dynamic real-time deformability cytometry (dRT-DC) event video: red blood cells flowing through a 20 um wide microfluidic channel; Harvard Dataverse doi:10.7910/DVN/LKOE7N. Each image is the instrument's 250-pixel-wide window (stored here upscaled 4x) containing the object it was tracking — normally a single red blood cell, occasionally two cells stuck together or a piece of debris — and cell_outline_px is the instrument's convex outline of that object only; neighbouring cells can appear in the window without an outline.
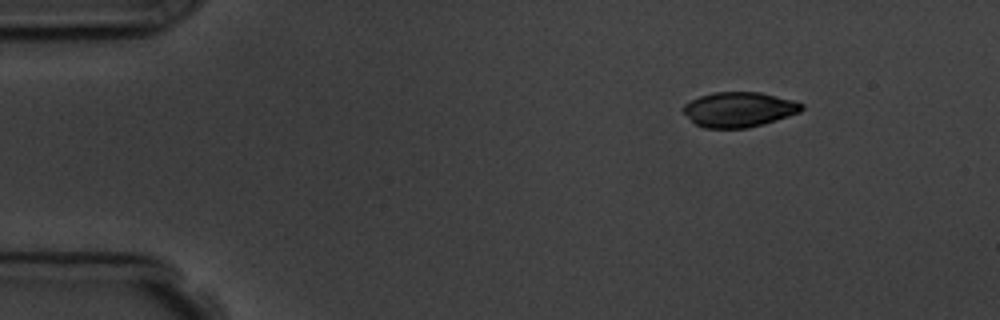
{"species": "common noctule bat (a hibernating species)", "species_latin": "Nyctalus noctula", "temperature_condition": "room temperature", "stored_images_in_passage": 13, "camera_frame_rate_fps": 3000, "um_per_image_px": 0.085, "animal": {"sex": "male", "body_mass_g": 19.5, "forearm_length_mm": 54.6}, "frame": {"image": 1, "passage_image": 1, "time_ms": 0.0, "image_size_px": [1000, 320], "cell_outline_px": [[804, 108], [800, 112], [764, 124], [748, 128], [704, 128], [696, 124], [680, 108], [684, 104], [700, 96], [712, 92], [760, 92], [792, 100], [804, 104]], "centroid_in_image_um": [62.81, 9.31], "position_along_channel_um": 22.2, "area_um2": 24.1}}
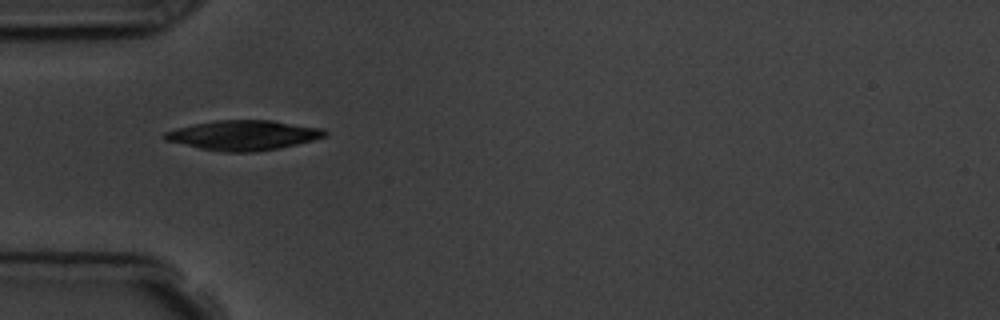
{"frame": {"image": 2, "passage_image": 3, "time_ms": 3.333, "image_size_px": [1000, 320], "cell_outline_px": [[328, 132], [324, 136], [312, 140], [280, 148], [256, 152], [224, 152], [200, 148], [164, 140], [164, 132], [176, 128], [216, 120], [272, 120], [324, 128]], "centroid_in_image_um": [20.71, 11.49], "position_along_channel_um": 64.3, "area_um2": 27.74}}
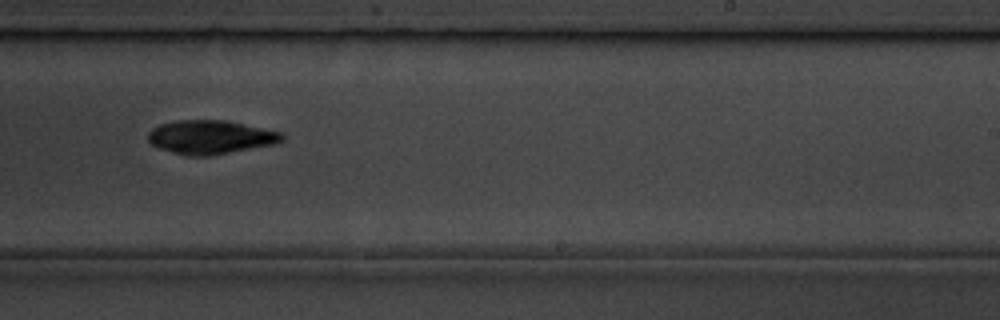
{"frame": {"image": 3, "passage_image": 8, "time_ms": 9.0, "image_size_px": [1000, 320], "cell_outline_px": [[284, 140], [276, 144], [212, 156], [184, 156], [160, 148], [152, 144], [148, 140], [148, 132], [152, 128], [160, 124], [176, 120], [224, 120], [284, 132]], "centroid_in_image_um": [17.92, 11.66], "position_along_channel_um": 271.1, "area_um2": 26.65}, "authors_computed_cell_mechanics": {"area_um2": 25.4898, "velocity_mm_per_s": 3.6777, "shape_relaxation_time_tau1_ms": 3.8364, "shape_relaxation_time_tau2_ms": null, "deformation_change_tau1": 0.1135, "deformation_change_tau2": null}}